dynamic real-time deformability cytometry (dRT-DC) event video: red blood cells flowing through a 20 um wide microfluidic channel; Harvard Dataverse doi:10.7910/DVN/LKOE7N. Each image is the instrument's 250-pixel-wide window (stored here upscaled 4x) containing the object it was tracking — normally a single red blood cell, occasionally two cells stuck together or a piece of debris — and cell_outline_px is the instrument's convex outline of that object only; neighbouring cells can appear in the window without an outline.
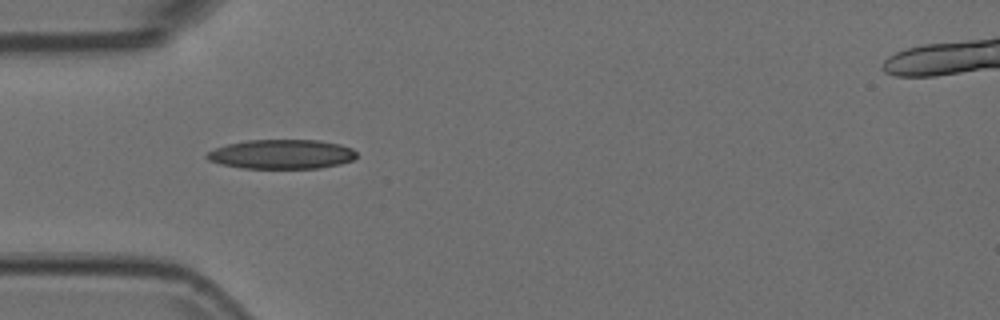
{"species": "Egyptian fruit bat (a non-hibernating species)", "species_latin": "Rousettus aegyptiacus", "temperature_condition": "room temperature", "stored_images_in_passage": 33, "camera_frame_rate_fps": 3000, "um_per_image_px": 0.085, "animal": {"sex": "female"}, "frame": {"image": 1, "passage_image": 1, "time_ms": 0.0, "image_size_px": [1000, 320], "cell_outline_px": [[356, 156], [352, 160], [340, 164], [320, 168], [244, 168], [220, 164], [208, 160], [204, 156], [208, 152], [216, 148], [228, 144], [248, 140], [320, 140], [340, 144], [352, 148], [356, 152]], "centroid_in_image_um": [23.95, 13.11], "position_along_channel_um": 61.1, "area_um2": 25.61}}
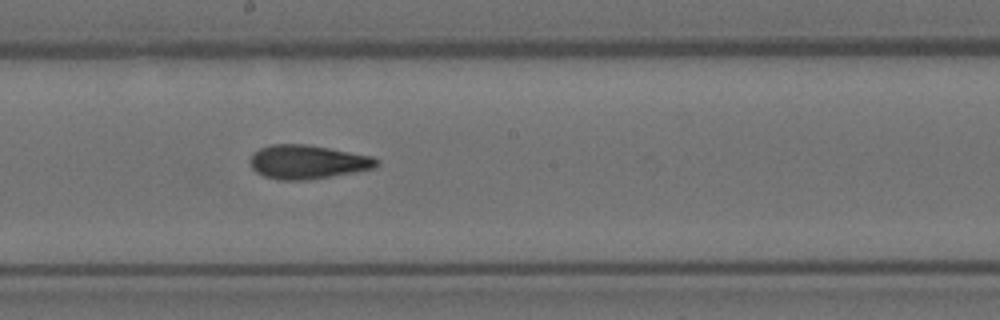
{"frame": {"image": 2, "passage_image": 14, "time_ms": 4.333, "image_size_px": [1000, 320], "cell_outline_px": [[380, 164], [376, 168], [356, 172], [308, 180], [276, 180], [264, 176], [256, 172], [252, 168], [248, 160], [252, 152], [260, 148], [272, 144], [308, 144], [372, 156], [380, 160]], "centroid_in_image_um": [26.14, 13.77], "position_along_channel_um": 222.1, "area_um2": 25.37}}
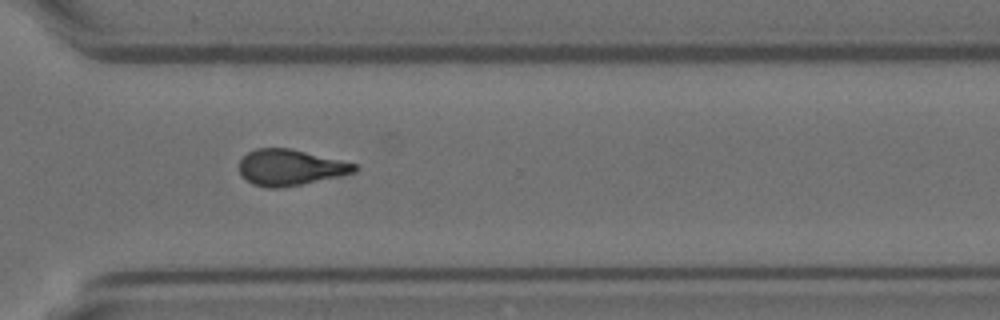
{"frame": {"image": 3, "passage_image": 24, "time_ms": 7.667, "image_size_px": [1000, 320], "cell_outline_px": [[356, 172], [340, 176], [280, 188], [268, 188], [252, 184], [240, 176], [240, 160], [248, 152], [256, 148], [292, 148], [356, 164]], "centroid_in_image_um": [24.63, 14.23], "position_along_channel_um": 346.0, "area_um2": 24.1}}